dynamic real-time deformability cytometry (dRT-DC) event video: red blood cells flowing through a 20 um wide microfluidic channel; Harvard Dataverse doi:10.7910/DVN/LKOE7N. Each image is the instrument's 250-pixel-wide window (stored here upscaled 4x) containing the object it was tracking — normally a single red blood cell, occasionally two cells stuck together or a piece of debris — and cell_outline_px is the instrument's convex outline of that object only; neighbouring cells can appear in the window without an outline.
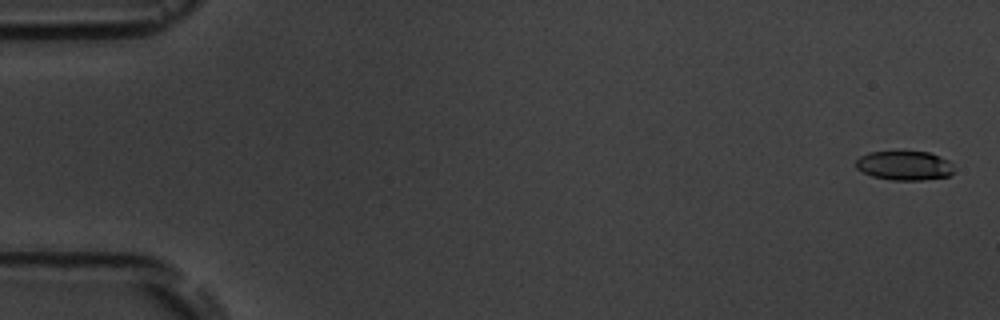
{"species": "common noctule bat (a hibernating species)", "species_latin": "Nyctalus noctula", "temperature_condition": "room temperature", "stored_images_in_passage": 8, "camera_frame_rate_fps": 3000, "um_per_image_px": 0.085, "animal": {"sex": "male", "body_mass_g": 19.5, "forearm_length_mm": 54.6}, "frame": {"image": 1, "passage_image": 1, "time_ms": 0.0, "image_size_px": [1000, 320], "cell_outline_px": [[952, 172], [948, 176], [924, 180], [892, 180], [872, 176], [856, 168], [856, 160], [860, 156], [868, 152], [928, 152], [948, 160], [952, 164]], "centroid_in_image_um": [76.86, 14.08], "position_along_channel_um": 8.1, "area_um2": 16.53}}
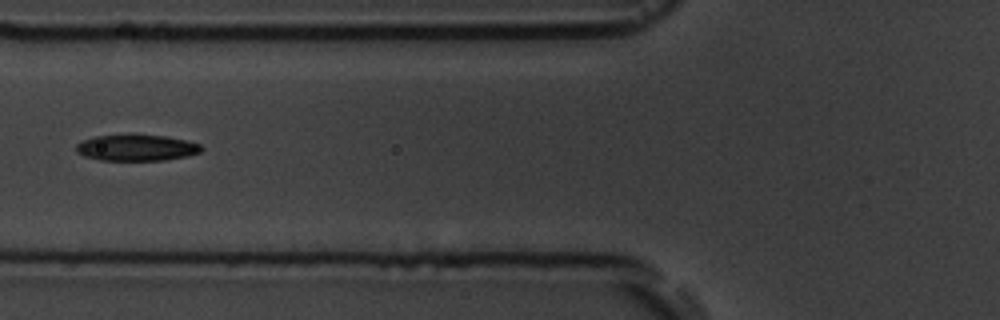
{"frame": {"image": 2, "passage_image": 7, "time_ms": 7.0, "image_size_px": [1000, 320], "cell_outline_px": [[204, 148], [200, 152], [188, 156], [164, 160], [100, 160], [84, 156], [76, 152], [76, 144], [84, 140], [96, 136], [128, 132], [136, 132], [168, 136], [200, 144]], "centroid_in_image_um": [11.6, 12.51], "position_along_channel_um": 114.2, "area_um2": 19.88}}
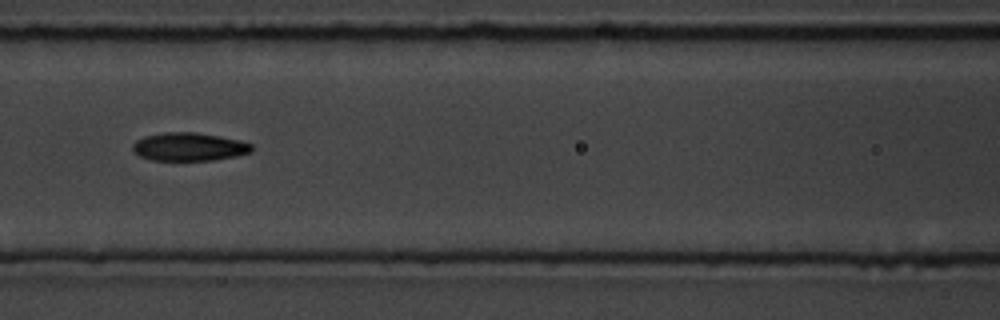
{"frame": {"image": 3, "passage_image": 8, "time_ms": 8.0, "image_size_px": [1000, 320], "cell_outline_px": [[252, 152], [236, 156], [212, 160], [152, 160], [140, 156], [132, 148], [132, 144], [136, 140], [144, 136], [164, 132], [196, 132], [220, 136], [240, 140], [252, 144]], "centroid_in_image_um": [16.08, 12.47], "position_along_channel_um": 150.5, "area_um2": 19.59}}